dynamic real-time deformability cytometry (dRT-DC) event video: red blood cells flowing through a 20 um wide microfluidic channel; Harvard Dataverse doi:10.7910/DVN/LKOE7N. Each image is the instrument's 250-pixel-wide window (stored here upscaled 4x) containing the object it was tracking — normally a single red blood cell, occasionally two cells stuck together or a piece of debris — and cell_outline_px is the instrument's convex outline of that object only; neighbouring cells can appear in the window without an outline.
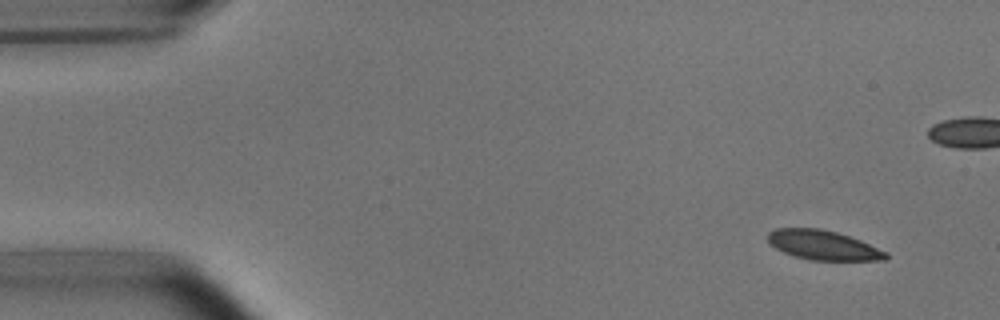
{"species": "common noctule bat (a hibernating species)", "species_latin": "Nyctalus noctula", "temperature_condition": "room temperature", "stored_images_in_passage": 5, "camera_frame_rate_fps": 3000, "um_per_image_px": 0.085, "animal": {"sex": "male", "body_mass_g": 15.6}, "frame": {"image": 1, "passage_image": 1, "time_ms": 0.0, "image_size_px": [1000, 320], "cell_outline_px": [[888, 260], [808, 260], [784, 252], [776, 248], [768, 240], [768, 232], [776, 228], [820, 228], [836, 232], [860, 240], [888, 252]], "centroid_in_image_um": [69.99, 20.84], "position_along_channel_um": 15.0, "area_um2": 20.17}}